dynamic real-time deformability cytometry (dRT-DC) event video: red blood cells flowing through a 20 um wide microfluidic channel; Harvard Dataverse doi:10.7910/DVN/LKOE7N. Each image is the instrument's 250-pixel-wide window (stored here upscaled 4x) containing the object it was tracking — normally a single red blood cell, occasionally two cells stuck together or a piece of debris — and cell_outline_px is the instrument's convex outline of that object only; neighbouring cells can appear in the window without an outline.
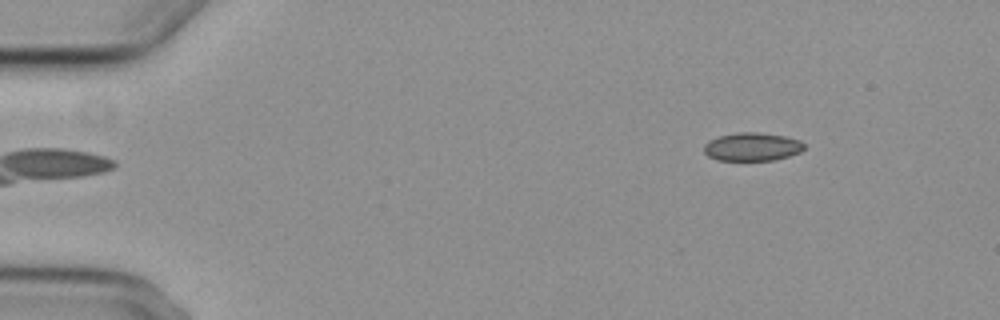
{"species": "common noctule bat (a hibernating species)", "species_latin": "Nyctalus noctula", "temperature_condition": "cold", "stored_images_in_passage": 5, "camera_frame_rate_fps": 3000, "um_per_image_px": 0.085, "animal": {"sex": "female", "body_mass_g": 29.2, "forearm_length_mm": 56.3}, "frame": {"image": 1, "passage_image": 5, "time_ms": 5.333, "image_size_px": [1000, 320], "cell_outline_px": [[804, 148], [800, 152], [788, 156], [772, 160], [716, 160], [708, 156], [704, 152], [704, 144], [708, 140], [720, 136], [736, 132], [756, 132], [784, 136], [800, 140], [804, 144]], "centroid_in_image_um": [63.9, 12.47], "position_along_channel_um": 21.1, "area_um2": 16.47}}